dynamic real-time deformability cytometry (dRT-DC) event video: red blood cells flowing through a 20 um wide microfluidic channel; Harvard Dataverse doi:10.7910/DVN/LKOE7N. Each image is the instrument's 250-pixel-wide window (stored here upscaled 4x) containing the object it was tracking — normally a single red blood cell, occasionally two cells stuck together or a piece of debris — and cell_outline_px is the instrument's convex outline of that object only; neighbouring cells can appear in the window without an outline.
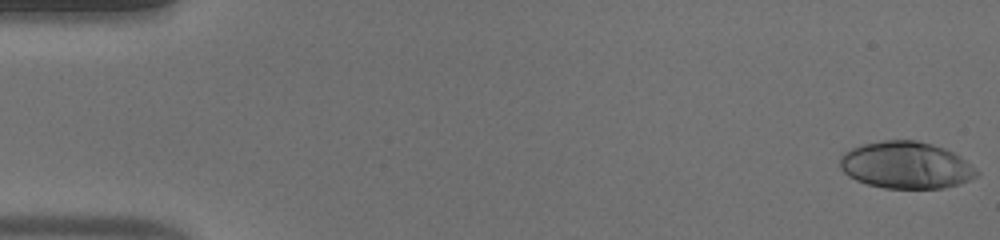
{"species": "human", "species_latin": "Homo sapiens", "temperature_condition": "warm", "stored_images_in_passage": 53, "camera_frame_rate_fps": 3000, "um_per_image_px": 0.085, "donor": {"sex": "male"}, "frame": {"image": 1, "passage_image": 1, "time_ms": 0.0, "image_size_px": [1000, 240], "cell_outline_px": [[980, 172], [976, 176], [960, 184], [944, 188], [884, 188], [868, 184], [856, 180], [848, 176], [840, 168], [840, 156], [844, 152], [852, 148], [864, 144], [884, 140], [916, 140], [932, 144], [944, 148], [960, 156], [976, 168]], "centroid_in_image_um": [77.01, 14.04], "position_along_channel_um": 8.0, "area_um2": 37.4}}
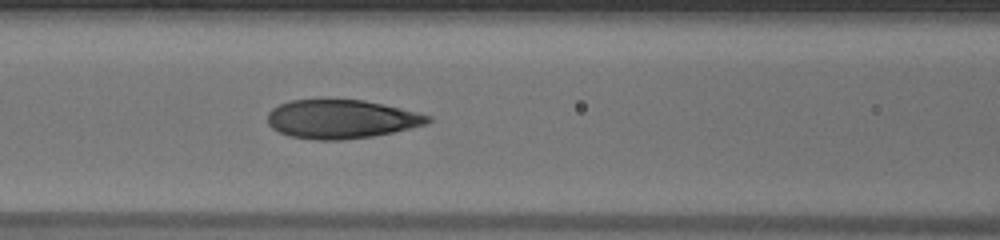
{"frame": {"image": 2, "passage_image": 23, "time_ms": 7.333, "image_size_px": [1000, 240], "cell_outline_px": [[432, 120], [428, 124], [412, 128], [372, 136], [344, 140], [316, 140], [288, 136], [272, 128], [268, 124], [268, 112], [272, 108], [280, 104], [292, 100], [364, 100], [400, 108], [432, 116]], "centroid_in_image_um": [29.01, 10.13], "position_along_channel_um": 137.6, "area_um2": 36.18}}
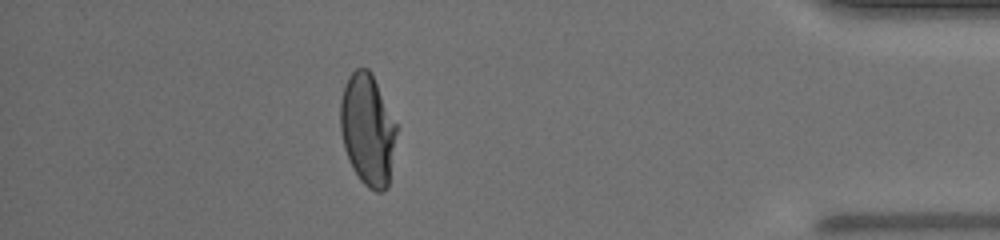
{"frame": {"image": 3, "passage_image": 47, "time_ms": 15.333, "image_size_px": [1000, 240], "cell_outline_px": [[396, 132], [388, 188], [384, 192], [376, 192], [368, 188], [360, 180], [352, 168], [344, 148], [340, 132], [340, 100], [344, 84], [348, 76], [356, 68], [368, 68], [396, 124]], "centroid_in_image_um": [31.21, 11.05], "position_along_channel_um": 404.0, "area_um2": 36.24}}